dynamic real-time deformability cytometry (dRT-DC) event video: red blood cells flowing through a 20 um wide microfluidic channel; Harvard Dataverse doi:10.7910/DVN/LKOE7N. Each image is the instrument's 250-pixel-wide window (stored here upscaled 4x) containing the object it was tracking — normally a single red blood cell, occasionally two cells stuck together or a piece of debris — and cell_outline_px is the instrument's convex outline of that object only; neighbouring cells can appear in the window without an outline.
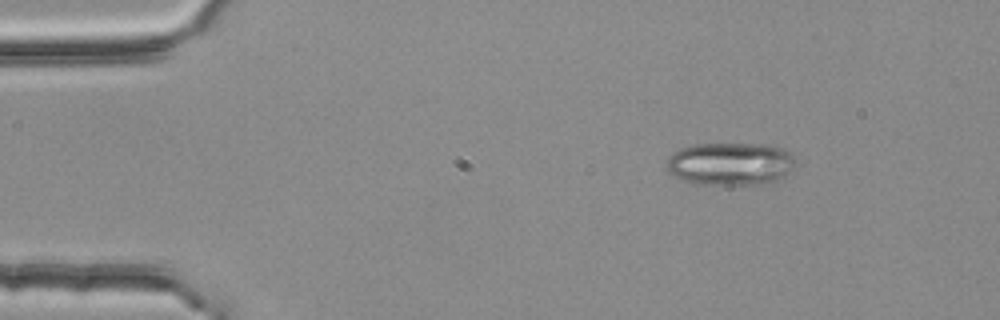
{"species": "common noctule bat (a hibernating species)", "species_latin": "Nyctalus noctula", "temperature_condition": "room temperature", "stored_images_in_passage": 4, "camera_frame_rate_fps": 3000, "um_per_image_px": 0.085, "animal": {"sex": "female", "body_mass_g": 25.1}, "frame": {"image": 1, "passage_image": 2, "time_ms": 0.333, "image_size_px": [1000, 320], "cell_outline_px": [[792, 168], [788, 172], [776, 180], [764, 184], [692, 184], [680, 180], [668, 172], [668, 156], [672, 152], [680, 148], [696, 144], [748, 144], [776, 148], [788, 152], [792, 156]], "centroid_in_image_um": [61.96, 13.94], "position_along_channel_um": 23.0, "area_um2": 31.62}}